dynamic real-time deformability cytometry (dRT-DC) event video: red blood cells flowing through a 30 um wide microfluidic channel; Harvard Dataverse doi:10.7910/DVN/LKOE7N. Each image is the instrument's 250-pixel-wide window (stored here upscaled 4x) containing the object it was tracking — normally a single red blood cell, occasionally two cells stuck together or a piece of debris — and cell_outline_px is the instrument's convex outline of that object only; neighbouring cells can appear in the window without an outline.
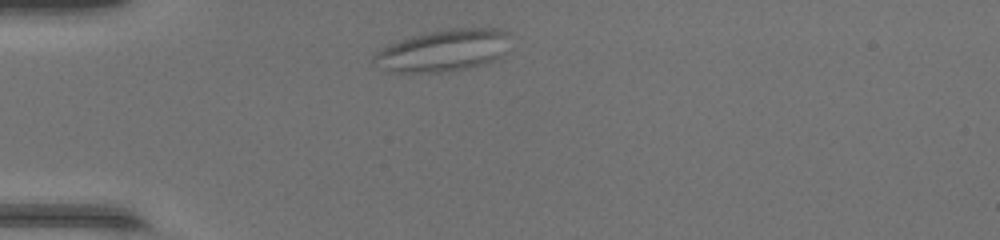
{"species": "common noctule bat (a hibernating species)", "species_latin": "Nyctalus noctula", "temperature_condition": "warm", "stored_images_in_passage": 38, "camera_frame_rate_fps": 3000, "um_per_image_px": 0.085, "animal": {"sex": "female", "body_mass_g": 17.0, "forearm_length_mm": 48.0}, "frame": {"image": 1, "passage_image": 2, "time_ms": 0.333, "image_size_px": [1000, 240], "cell_outline_px": [[508, 32], [504, 52], [500, 56], [488, 64], [468, 68], [440, 72], [388, 72], [372, 60], [372, 56], [376, 52], [388, 44], [412, 36], [428, 32], [452, 28], [500, 28]], "centroid_in_image_um": [37.66, 4.29], "position_along_channel_um": 47.3, "area_um2": 33.12}}
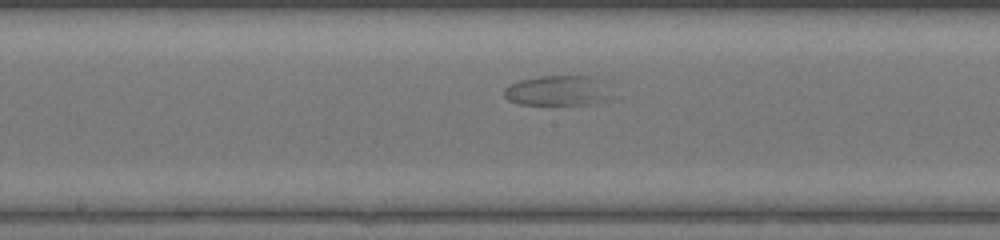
{"frame": {"image": 2, "passage_image": 15, "time_ms": 4.667, "image_size_px": [1000, 240], "cell_outline_px": [[620, 96], [612, 100], [592, 104], [520, 104], [508, 100], [504, 96], [504, 88], [508, 84], [520, 80], [540, 76], [596, 76], [604, 80]], "centroid_in_image_um": [47.61, 7.7], "position_along_channel_um": 200.6, "area_um2": 19.88}}
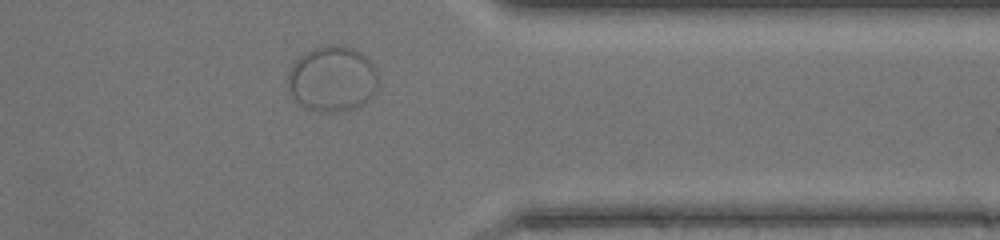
{"frame": {"image": 3, "passage_image": 29, "time_ms": 9.333, "image_size_px": [1000, 240], "cell_outline_px": [[376, 88], [372, 96], [364, 104], [352, 108], [332, 112], [308, 108], [300, 104], [292, 96], [288, 88], [288, 72], [292, 64], [304, 52], [316, 48], [332, 44], [336, 44], [352, 48], [360, 52], [372, 64], [376, 72]], "centroid_in_image_um": [28.22, 6.69], "position_along_channel_um": 383.2, "area_um2": 34.04}}